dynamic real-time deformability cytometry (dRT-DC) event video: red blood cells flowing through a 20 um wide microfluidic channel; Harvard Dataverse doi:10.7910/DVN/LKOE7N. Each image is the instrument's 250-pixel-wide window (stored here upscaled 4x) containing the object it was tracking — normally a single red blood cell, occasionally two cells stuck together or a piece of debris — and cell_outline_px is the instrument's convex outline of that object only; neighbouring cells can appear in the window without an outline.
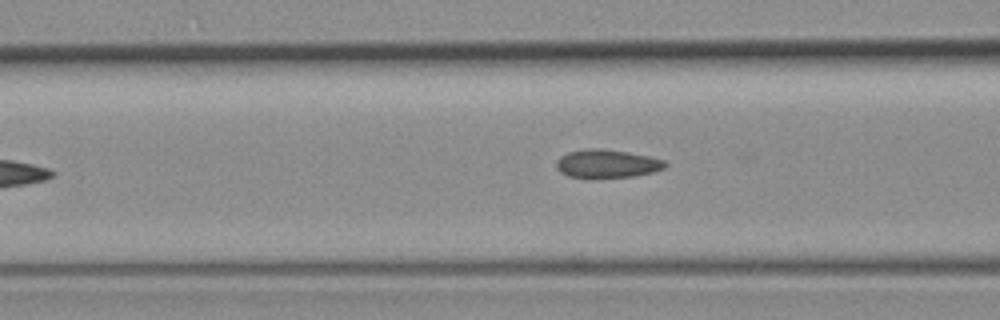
{"species": "common noctule bat (a hibernating species)", "species_latin": "Nyctalus noctula", "temperature_condition": "room temperature", "stored_images_in_passage": 6, "camera_frame_rate_fps": 3000, "um_per_image_px": 0.085, "animal": {"sex": "female", "body_mass_g": 19.3, "forearm_length_mm": 54.1}, "frame": {"image": 1, "passage_image": 6, "time_ms": 6.0, "image_size_px": [1000, 320], "cell_outline_px": [[668, 164], [664, 168], [652, 172], [636, 176], [568, 176], [560, 172], [556, 168], [556, 160], [560, 156], [568, 152], [588, 148], [600, 148], [628, 152], [648, 156], [664, 160]], "centroid_in_image_um": [51.59, 13.88], "position_along_channel_um": 115.0, "area_um2": 17.57}}